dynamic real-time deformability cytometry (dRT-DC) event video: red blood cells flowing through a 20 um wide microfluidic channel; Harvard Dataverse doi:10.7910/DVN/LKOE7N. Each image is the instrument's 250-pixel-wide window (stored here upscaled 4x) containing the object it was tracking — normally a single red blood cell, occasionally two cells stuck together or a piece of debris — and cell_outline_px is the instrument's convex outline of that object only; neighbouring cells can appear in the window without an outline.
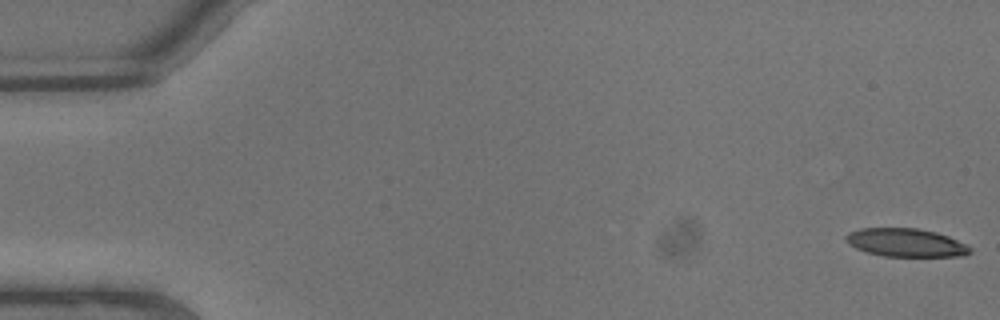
{"species": "common noctule bat (a hibernating species)", "species_latin": "Nyctalus noctula", "temperature_condition": "warm", "stored_images_in_passage": 8, "camera_frame_rate_fps": 3000, "um_per_image_px": 0.085, "animal": {"sex": "male", "body_mass_g": 13.3}, "frame": {"image": 1, "passage_image": 1, "time_ms": 0.0, "image_size_px": [1000, 320], "cell_outline_px": [[972, 252], [964, 256], [884, 256], [868, 252], [856, 248], [848, 244], [844, 240], [844, 236], [848, 232], [860, 228], [916, 228], [936, 232], [948, 236], [968, 244], [972, 248]], "centroid_in_image_um": [77.01, 20.62], "position_along_channel_um": 8.0, "area_um2": 20.63}}
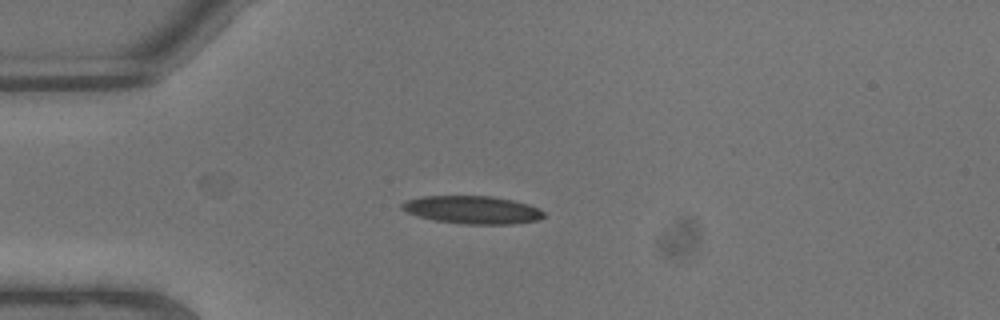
{"frame": {"image": 2, "passage_image": 6, "time_ms": 1.667, "image_size_px": [1000, 320], "cell_outline_px": [[544, 216], [536, 220], [512, 224], [464, 224], [432, 220], [408, 212], [400, 208], [400, 204], [404, 200], [420, 196], [492, 196], [512, 200], [528, 204], [544, 212]], "centroid_in_image_um": [40.1, 17.83], "position_along_channel_um": 44.9, "area_um2": 23.0}}
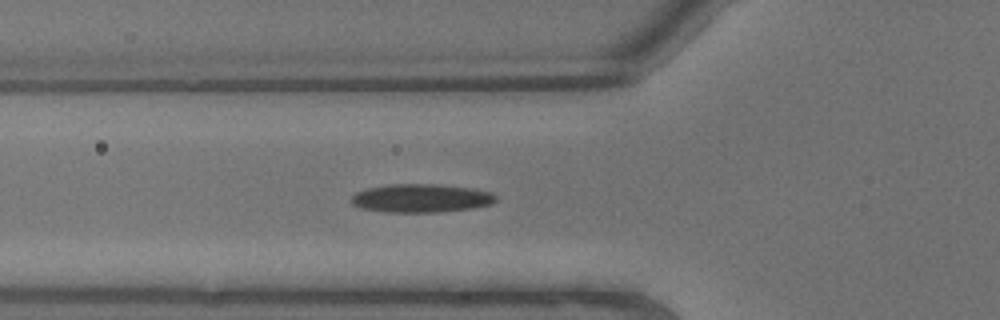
{"frame": {"image": 3, "passage_image": 8, "time_ms": 2.333, "image_size_px": [1000, 320], "cell_outline_px": [[496, 200], [492, 204], [472, 208], [436, 212], [388, 212], [364, 208], [352, 204], [352, 196], [356, 192], [368, 188], [388, 184], [440, 184], [472, 188], [492, 192], [496, 196]], "centroid_in_image_um": [35.83, 16.83], "position_along_channel_um": 90.0, "area_um2": 23.87}}